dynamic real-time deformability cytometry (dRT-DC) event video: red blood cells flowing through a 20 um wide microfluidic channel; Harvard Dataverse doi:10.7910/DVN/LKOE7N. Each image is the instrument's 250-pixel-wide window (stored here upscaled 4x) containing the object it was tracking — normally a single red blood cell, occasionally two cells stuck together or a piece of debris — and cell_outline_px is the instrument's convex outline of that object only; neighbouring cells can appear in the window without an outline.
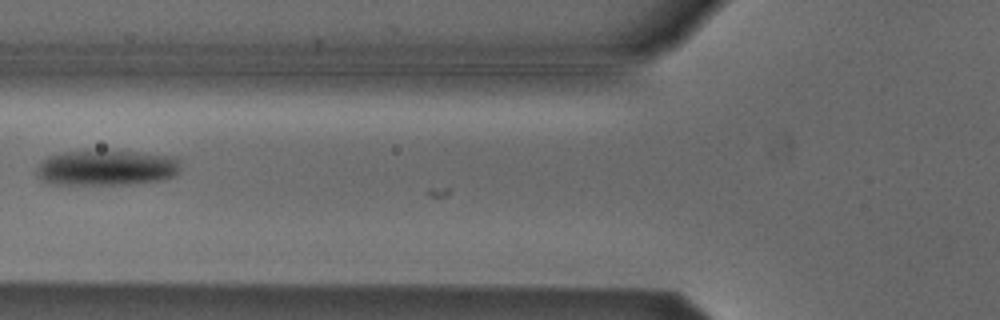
{"species": "Egyptian fruit bat (a non-hibernating species)", "species_latin": "Rousettus aegyptiacus", "temperature_condition": "cold", "stored_images_in_passage": 4, "camera_frame_rate_fps": 3000, "um_per_image_px": 0.085, "animal": {"sex": "male"}, "frame": {"image": 1, "passage_image": 3, "time_ms": 0.667, "image_size_px": [1000, 320], "cell_outline_px": [[180, 168], [176, 176], [164, 180], [132, 184], [56, 184], [44, 180], [36, 176], [36, 168], [48, 156], [64, 152], [88, 148], [108, 148], [176, 156], [180, 160]], "centroid_in_image_um": [9.12, 14.21], "position_along_channel_um": 116.7, "area_um2": 31.1}}